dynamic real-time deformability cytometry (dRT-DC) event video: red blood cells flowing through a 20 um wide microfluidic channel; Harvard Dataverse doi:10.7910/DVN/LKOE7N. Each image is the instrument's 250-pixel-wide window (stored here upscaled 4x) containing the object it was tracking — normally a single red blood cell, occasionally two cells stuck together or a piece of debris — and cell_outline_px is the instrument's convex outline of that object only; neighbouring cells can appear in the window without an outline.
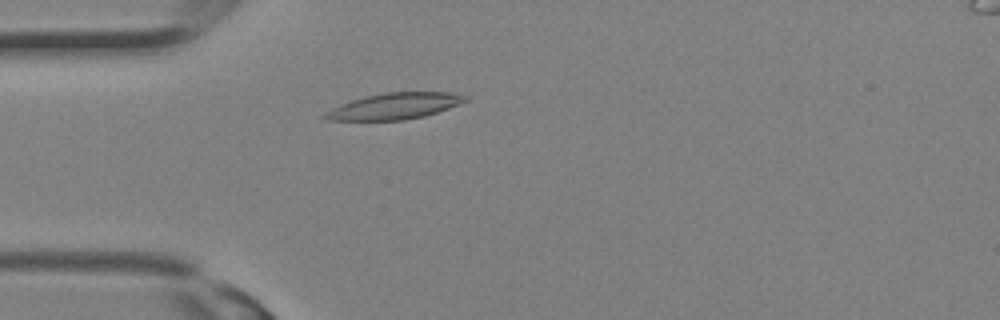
{"species": "Egyptian fruit bat (a non-hibernating species)", "species_latin": "Rousettus aegyptiacus", "temperature_condition": "room temperature", "stored_images_in_passage": 13, "camera_frame_rate_fps": 3000, "um_per_image_px": 0.085, "animal": {"sex": "female"}, "frame": {"image": 1, "passage_image": 1, "time_ms": 0.0, "image_size_px": [1000, 320], "cell_outline_px": [[468, 100], [460, 104], [424, 116], [404, 120], [328, 120], [320, 116], [332, 108], [352, 100], [384, 92], [452, 92], [468, 96]], "centroid_in_image_um": [33.56, 9.02], "position_along_channel_um": 51.4, "area_um2": 21.27}}
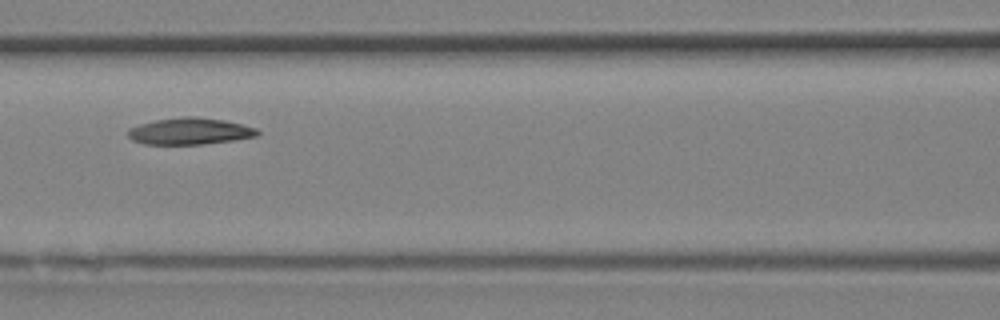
{"frame": {"image": 2, "passage_image": 6, "time_ms": 1.667, "image_size_px": [1000, 320], "cell_outline_px": [[260, 132], [256, 136], [232, 140], [204, 144], [144, 144], [132, 140], [128, 136], [128, 128], [140, 124], [156, 120], [184, 116], [196, 116], [224, 120], [256, 128]], "centroid_in_image_um": [16.11, 11.15], "position_along_channel_um": 150.5, "area_um2": 20.0}}
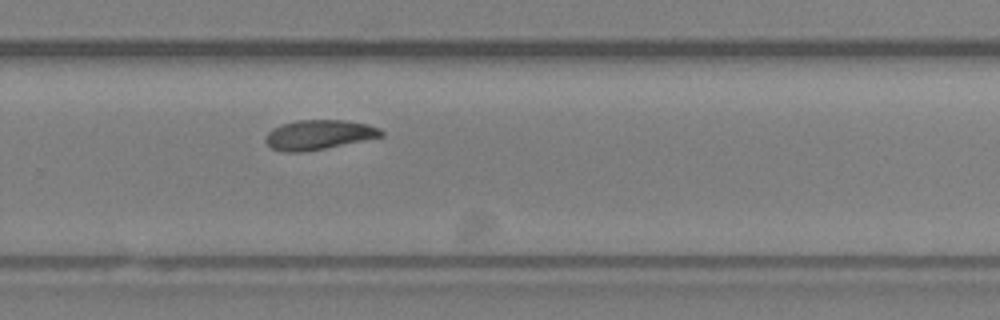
{"frame": {"image": 3, "passage_image": 13, "time_ms": 4.0, "image_size_px": [1000, 320], "cell_outline_px": [[384, 136], [324, 148], [300, 152], [280, 152], [272, 148], [264, 140], [268, 132], [272, 128], [280, 124], [296, 120], [344, 120], [368, 124], [380, 128], [384, 132]], "centroid_in_image_um": [27.08, 11.44], "position_along_channel_um": 302.7, "area_um2": 20.0}}